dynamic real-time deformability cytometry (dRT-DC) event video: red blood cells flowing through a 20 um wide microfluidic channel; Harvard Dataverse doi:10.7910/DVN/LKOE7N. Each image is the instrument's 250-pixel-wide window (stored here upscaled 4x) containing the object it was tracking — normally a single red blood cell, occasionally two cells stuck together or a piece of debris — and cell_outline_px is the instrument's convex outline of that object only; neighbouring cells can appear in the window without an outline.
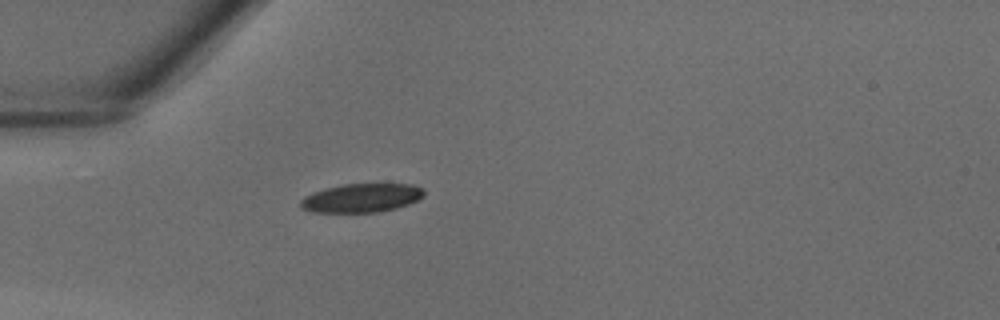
{"species": "common noctule bat (a hibernating species)", "species_latin": "Nyctalus noctula", "temperature_condition": "warm", "stored_images_in_passage": 26, "camera_frame_rate_fps": 3000, "um_per_image_px": 0.085, "animal": {"sex": "male", "body_mass_g": 18.8}, "frame": {"image": 1, "passage_image": 1, "time_ms": 0.0, "image_size_px": [1000, 320], "cell_outline_px": [[424, 196], [408, 204], [396, 208], [380, 212], [312, 212], [300, 208], [300, 200], [304, 196], [312, 192], [344, 184], [412, 184], [420, 188], [424, 192]], "centroid_in_image_um": [30.69, 16.83], "position_along_channel_um": 54.3, "area_um2": 20.58}}
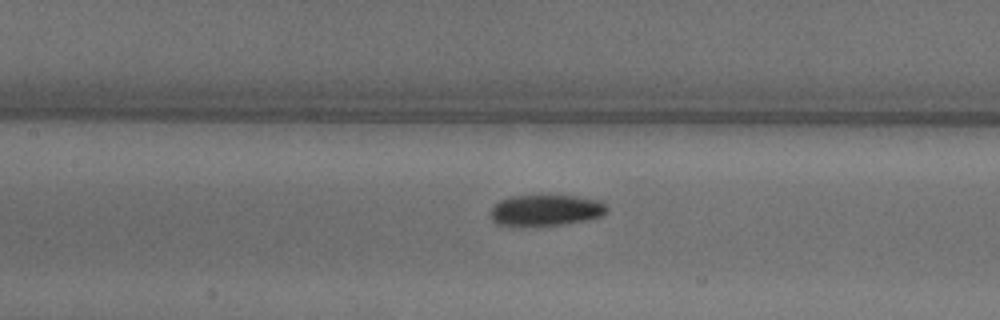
{"frame": {"image": 2, "passage_image": 8, "time_ms": 2.333, "image_size_px": [1000, 320], "cell_outline_px": [[608, 208], [600, 216], [588, 220], [564, 224], [520, 228], [496, 224], [492, 220], [492, 208], [500, 200], [512, 196], [576, 196], [596, 200], [604, 204]], "centroid_in_image_um": [46.34, 17.91], "position_along_channel_um": 161.1, "area_um2": 21.27}}
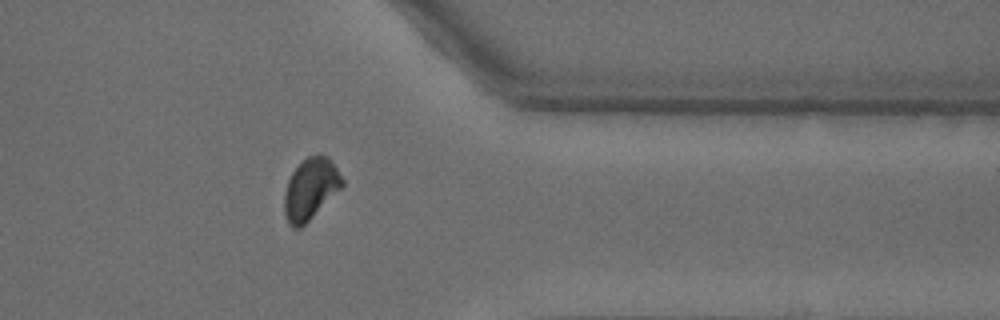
{"frame": {"image": 3, "passage_image": 22, "time_ms": 7.0, "image_size_px": [1000, 320], "cell_outline_px": [[344, 184], [300, 228], [292, 228], [288, 224], [284, 212], [284, 192], [288, 180], [292, 172], [308, 156], [328, 156], [332, 160], [344, 180]], "centroid_in_image_um": [26.37, 16.06], "position_along_channel_um": 385.0, "area_um2": 20.23}}